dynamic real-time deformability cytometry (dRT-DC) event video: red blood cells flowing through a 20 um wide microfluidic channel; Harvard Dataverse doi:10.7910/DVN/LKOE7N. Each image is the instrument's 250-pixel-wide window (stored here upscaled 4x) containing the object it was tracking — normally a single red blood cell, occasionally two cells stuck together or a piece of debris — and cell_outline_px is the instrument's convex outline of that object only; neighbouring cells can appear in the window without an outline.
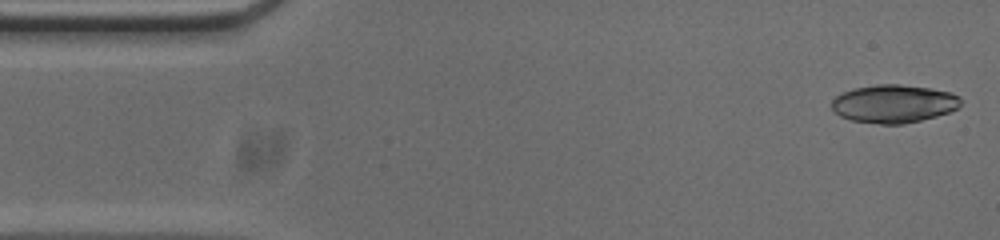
{"species": "common noctule bat (a hibernating species)", "species_latin": "Nyctalus noctula", "temperature_condition": "cold", "stored_images_in_passage": 51, "segment_of_instrument_passage": [1, 2], "camera_frame_rate_fps": 3000, "um_per_image_px": 0.085, "animal": {"sex": "male", "body_mass_g": 20.0, "forearm_length_mm": 53.3}, "frame": {"image": 1, "passage_image": 1, "time_ms": 0.0, "image_size_px": [1000, 240], "cell_outline_px": [[960, 104], [956, 108], [948, 112], [936, 116], [904, 124], [880, 124], [852, 120], [840, 116], [832, 108], [832, 100], [836, 96], [852, 88], [876, 84], [900, 84], [928, 88], [952, 92], [960, 96]], "centroid_in_image_um": [75.96, 8.81], "position_along_channel_um": 9.0, "area_um2": 28.55}}